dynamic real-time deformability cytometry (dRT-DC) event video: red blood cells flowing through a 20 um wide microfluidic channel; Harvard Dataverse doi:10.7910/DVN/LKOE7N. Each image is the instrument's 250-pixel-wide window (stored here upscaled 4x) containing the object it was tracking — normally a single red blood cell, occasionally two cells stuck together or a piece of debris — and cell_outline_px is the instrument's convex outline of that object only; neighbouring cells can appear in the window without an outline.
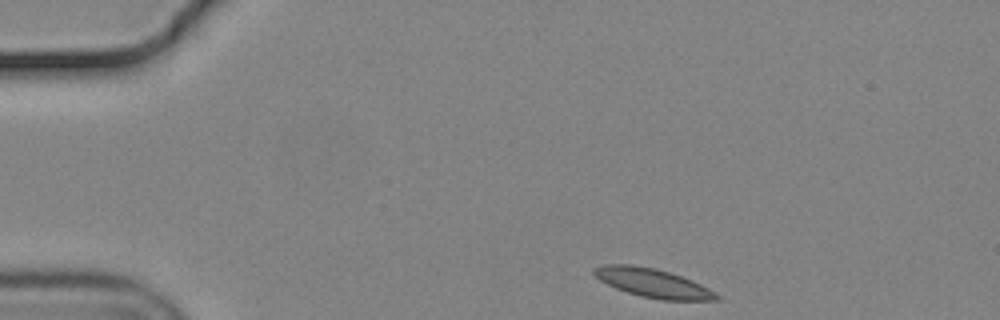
{"species": "common noctule bat (a hibernating species)", "species_latin": "Nyctalus noctula", "temperature_condition": "cold", "stored_images_in_passage": 40, "camera_frame_rate_fps": 3000, "um_per_image_px": 0.085, "animal": {"sex": "male", "body_mass_g": 19.2, "forearm_length_mm": 51.8}, "frame": {"image": 1, "passage_image": 1, "time_ms": 0.0, "image_size_px": [1000, 320], "cell_outline_px": [[720, 300], [660, 300], [640, 296], [616, 288], [600, 280], [592, 272], [592, 268], [604, 264], [632, 264], [656, 268], [680, 276], [700, 284], [708, 288], [720, 296]], "centroid_in_image_um": [55.46, 24.05], "position_along_channel_um": 29.5, "area_um2": 20.46}}
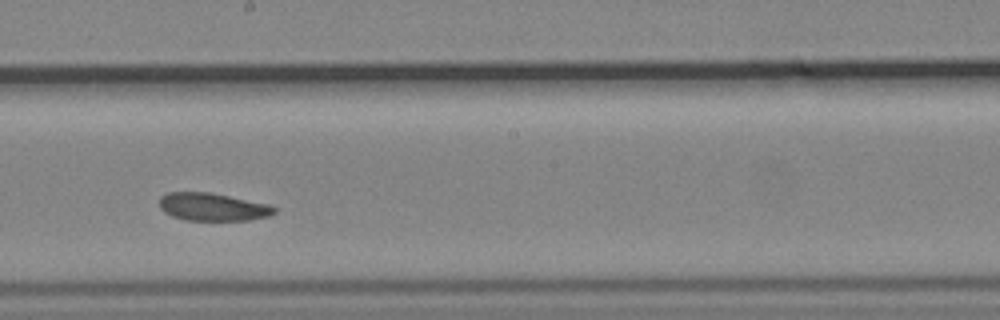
{"frame": {"image": 2, "passage_image": 23, "time_ms": 7.333, "image_size_px": [1000, 320], "cell_outline_px": [[276, 212], [268, 216], [248, 220], [184, 220], [172, 216], [164, 212], [160, 208], [160, 196], [168, 192], [208, 192], [268, 204], [276, 208]], "centroid_in_image_um": [18.04, 17.59], "position_along_channel_um": 230.2, "area_um2": 18.5}}
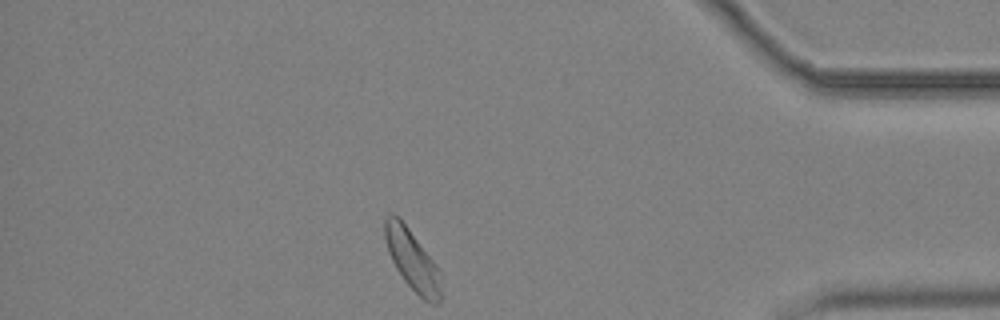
{"frame": {"image": 3, "passage_image": 40, "time_ms": 13.0, "image_size_px": [1000, 320], "cell_outline_px": [[440, 300], [436, 304], [432, 304], [424, 300], [404, 280], [396, 268], [388, 252], [384, 236], [384, 216], [388, 212], [392, 212], [408, 228], [436, 264], [440, 272]], "centroid_in_image_um": [35.01, 22.07], "position_along_channel_um": 400.2, "area_um2": 19.54}, "authors_computed_cell_mechanics": {"area_um2": 19.5942, "velocity_mm_per_s": 3.6478, "shape_relaxation_time_tau1_ms": 9.94, "shape_relaxation_time_tau2_ms": 6.7712, "deformation_change_tau1": 0.1127, "deformation_change_tau2": 0.1109}}